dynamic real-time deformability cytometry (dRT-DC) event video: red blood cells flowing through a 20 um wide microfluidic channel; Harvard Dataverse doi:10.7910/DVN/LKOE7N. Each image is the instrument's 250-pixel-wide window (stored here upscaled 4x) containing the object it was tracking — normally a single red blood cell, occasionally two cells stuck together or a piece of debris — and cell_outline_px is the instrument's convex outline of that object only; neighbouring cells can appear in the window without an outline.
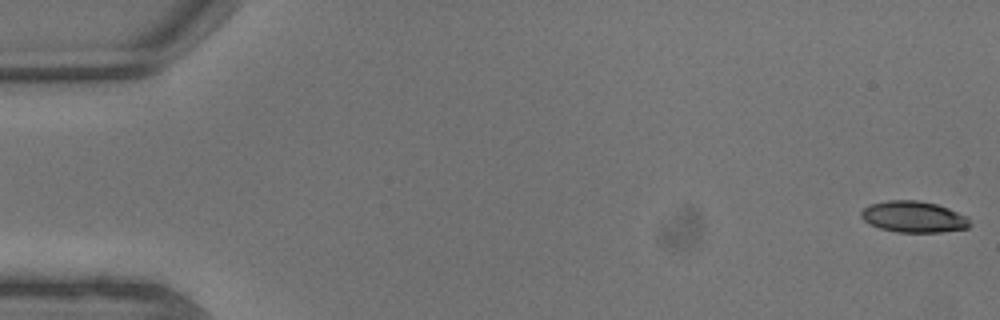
{"species": "common noctule bat (a hibernating species)", "species_latin": "Nyctalus noctula", "temperature_condition": "warm", "stored_images_in_passage": 9, "camera_frame_rate_fps": 3000, "um_per_image_px": 0.085, "animal": {"sex": "male", "body_mass_g": 13.3}, "frame": {"image": 1, "passage_image": 1, "time_ms": 0.0, "image_size_px": [1000, 320], "cell_outline_px": [[972, 224], [968, 228], [940, 232], [896, 232], [880, 228], [864, 220], [860, 216], [860, 212], [868, 204], [888, 200], [920, 200], [936, 204], [948, 208], [968, 216]], "centroid_in_image_um": [77.68, 18.42], "position_along_channel_um": 7.3, "area_um2": 19.94}}
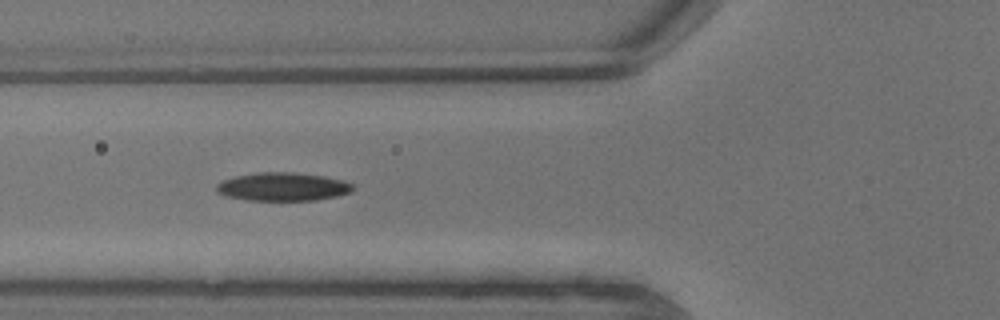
{"frame": {"image": 2, "passage_image": 8, "time_ms": 2.333, "image_size_px": [1000, 320], "cell_outline_px": [[356, 188], [352, 192], [336, 196], [316, 200], [248, 200], [224, 196], [216, 192], [216, 184], [224, 180], [236, 176], [256, 172], [292, 172], [324, 176], [344, 180], [352, 184]], "centroid_in_image_um": [24.05, 15.87], "position_along_channel_um": 101.8, "area_um2": 22.66}}
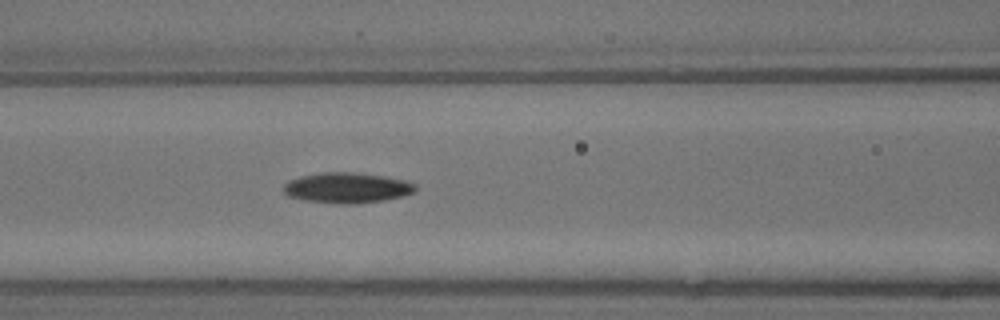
{"frame": {"image": 3, "passage_image": 9, "time_ms": 2.667, "image_size_px": [1000, 320], "cell_outline_px": [[416, 188], [412, 192], [404, 196], [384, 200], [356, 204], [340, 204], [304, 200], [288, 196], [280, 188], [288, 180], [300, 176], [320, 172], [356, 172], [384, 176], [404, 180], [416, 184]], "centroid_in_image_um": [29.45, 15.96], "position_along_channel_um": 137.1, "area_um2": 23.64}}